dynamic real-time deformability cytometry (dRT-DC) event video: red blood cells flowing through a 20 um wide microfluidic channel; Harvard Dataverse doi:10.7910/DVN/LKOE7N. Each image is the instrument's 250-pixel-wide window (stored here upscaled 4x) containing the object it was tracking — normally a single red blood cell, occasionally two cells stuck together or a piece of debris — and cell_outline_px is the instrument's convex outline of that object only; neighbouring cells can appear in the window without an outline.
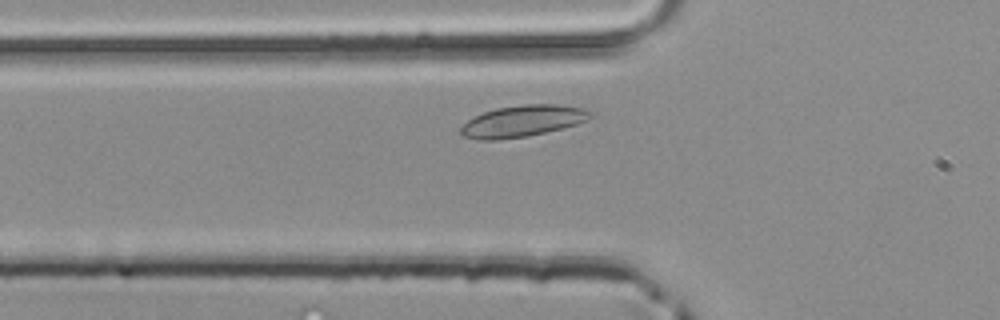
{"species": "common noctule bat (a hibernating species)", "species_latin": "Nyctalus noctula", "temperature_condition": "room temperature", "stored_images_in_passage": 36, "camera_frame_rate_fps": 3000, "um_per_image_px": 0.085, "animal": {"sex": "male", "body_mass_g": 20.4}, "frame": {"image": 1, "passage_image": 4, "time_ms": 1.0, "image_size_px": [1000, 320], "cell_outline_px": [[592, 116], [588, 120], [564, 128], [528, 136], [500, 140], [480, 140], [460, 136], [460, 128], [468, 120], [484, 112], [496, 108], [524, 104], [556, 104], [580, 108], [592, 112]], "centroid_in_image_um": [44.4, 10.3], "position_along_channel_um": 81.4, "area_um2": 23.81}}
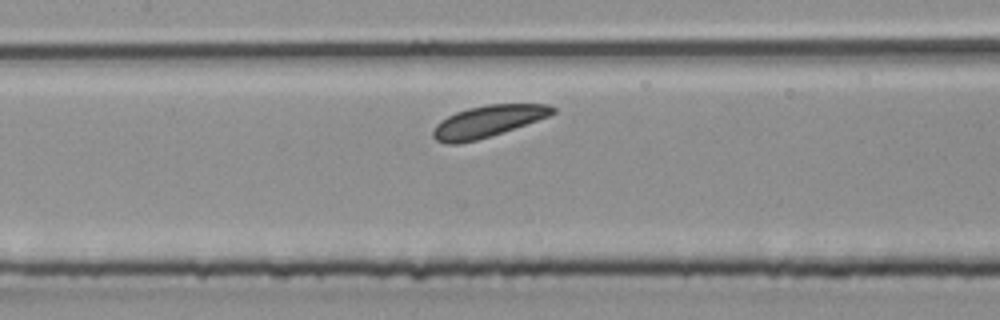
{"frame": {"image": 2, "passage_image": 10, "time_ms": 3.0, "image_size_px": [1000, 320], "cell_outline_px": [[556, 112], [548, 116], [476, 140], [456, 144], [444, 144], [436, 140], [432, 136], [432, 132], [436, 124], [440, 120], [456, 112], [468, 108], [488, 104], [548, 104], [556, 108]], "centroid_in_image_um": [41.4, 10.31], "position_along_channel_um": 166.0, "area_um2": 21.68}}
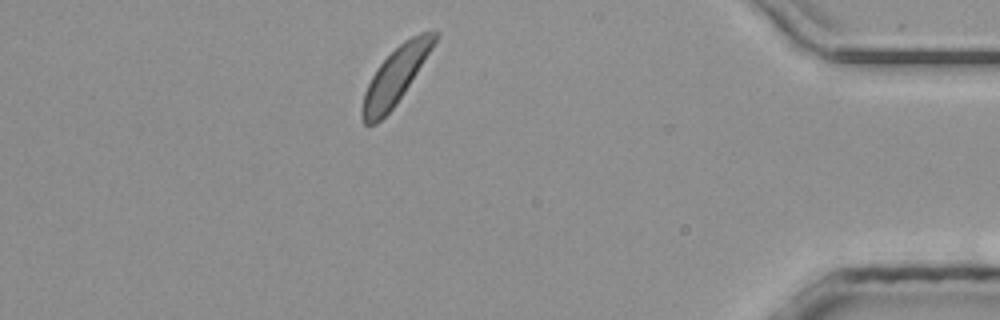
{"frame": {"image": 3, "passage_image": 30, "time_ms": 9.667, "image_size_px": [1000, 320], "cell_outline_px": [[440, 36], [404, 92], [396, 104], [376, 124], [364, 124], [360, 116], [360, 108], [364, 92], [376, 68], [404, 40], [420, 32], [440, 32]], "centroid_in_image_um": [33.59, 6.47], "position_along_channel_um": 401.6, "area_um2": 23.47}}